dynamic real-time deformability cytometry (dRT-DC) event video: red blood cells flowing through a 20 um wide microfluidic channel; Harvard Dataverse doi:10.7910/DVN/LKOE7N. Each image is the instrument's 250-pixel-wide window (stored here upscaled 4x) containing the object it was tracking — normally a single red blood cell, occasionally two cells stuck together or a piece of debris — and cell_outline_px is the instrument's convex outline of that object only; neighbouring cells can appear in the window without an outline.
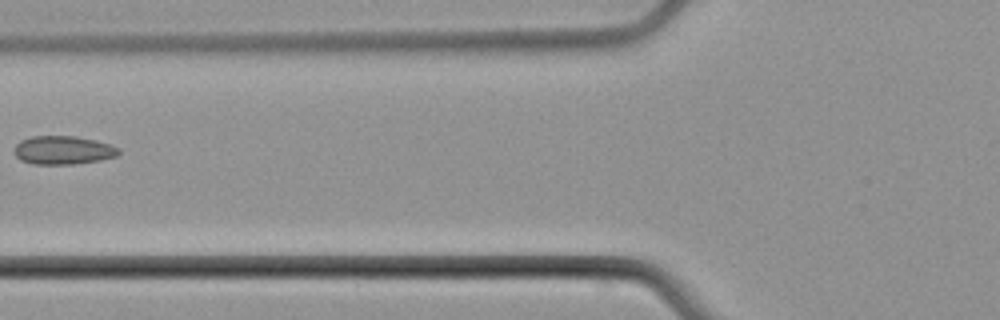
{"species": "common noctule bat (a hibernating species)", "species_latin": "Nyctalus noctula", "temperature_condition": "cold", "stored_images_in_passage": 6, "camera_frame_rate_fps": 3000, "um_per_image_px": 0.085, "animal": {"sex": "male", "body_mass_g": 21.5, "forearm_length_mm": 52.0}, "frame": {"image": 1, "passage_image": 6, "time_ms": 7.0, "image_size_px": [1000, 320], "cell_outline_px": [[120, 152], [116, 156], [100, 160], [72, 164], [32, 164], [20, 160], [12, 152], [12, 148], [20, 140], [32, 136], [76, 136], [96, 140], [120, 148]], "centroid_in_image_um": [5.31, 12.76], "position_along_channel_um": 120.5, "area_um2": 17.51}}